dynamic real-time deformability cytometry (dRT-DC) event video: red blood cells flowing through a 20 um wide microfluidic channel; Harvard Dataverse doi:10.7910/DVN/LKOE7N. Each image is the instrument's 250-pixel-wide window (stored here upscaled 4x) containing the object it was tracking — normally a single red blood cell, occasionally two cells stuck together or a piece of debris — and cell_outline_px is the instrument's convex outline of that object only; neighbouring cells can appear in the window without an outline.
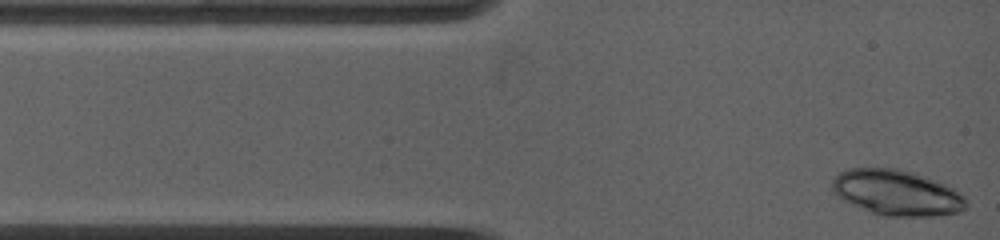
{"species": "common noctule bat (a hibernating species)", "species_latin": "Nyctalus noctula", "temperature_condition": "warm", "stored_images_in_passage": 8, "camera_frame_rate_fps": 5000, "um_per_image_px": 0.085, "animal": {"sex": "female", "body_mass_g": 19.0, "forearm_length_mm": 53.3}, "frame": {"image": 1, "passage_image": 1, "time_ms": 0.0, "image_size_px": [1000, 240], "cell_outline_px": [[968, 204], [960, 212], [936, 216], [880, 216], [868, 212], [844, 200], [832, 192], [832, 180], [840, 172], [848, 168], [896, 168], [916, 172], [936, 180], [960, 192], [964, 196]], "centroid_in_image_um": [76.23, 16.38], "position_along_channel_um": 8.8, "area_um2": 35.89}}